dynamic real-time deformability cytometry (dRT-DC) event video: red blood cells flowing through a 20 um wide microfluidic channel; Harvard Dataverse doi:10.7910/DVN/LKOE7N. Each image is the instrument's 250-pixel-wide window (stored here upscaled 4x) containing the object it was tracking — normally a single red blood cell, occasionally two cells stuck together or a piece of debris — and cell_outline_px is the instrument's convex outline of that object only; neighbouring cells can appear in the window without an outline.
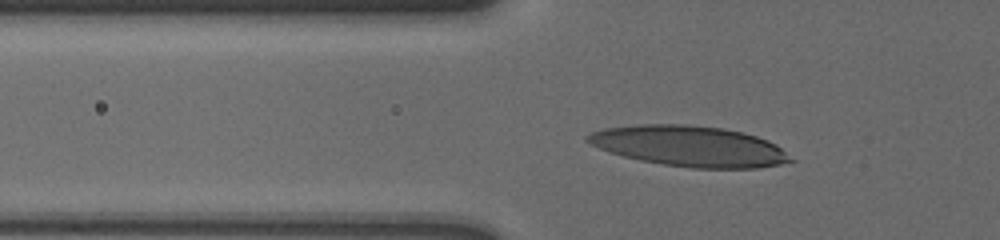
{"species": "human", "species_latin": "Homo sapiens", "temperature_condition": "cold", "stored_images_in_passage": 36, "camera_frame_rate_fps": 3000, "um_per_image_px": 0.085, "donor": {"sex": "male"}, "frame": {"image": 1, "passage_image": 4, "time_ms": 1.0, "image_size_px": [1000, 240], "cell_outline_px": [[796, 160], [780, 164], [756, 168], [692, 168], [664, 164], [640, 160], [624, 156], [600, 148], [584, 140], [584, 136], [592, 132], [604, 128], [640, 124], [688, 124], [724, 128], [756, 136], [768, 140], [776, 144]], "centroid_in_image_um": [58.62, 12.41], "position_along_channel_um": 67.2, "area_um2": 47.92}}
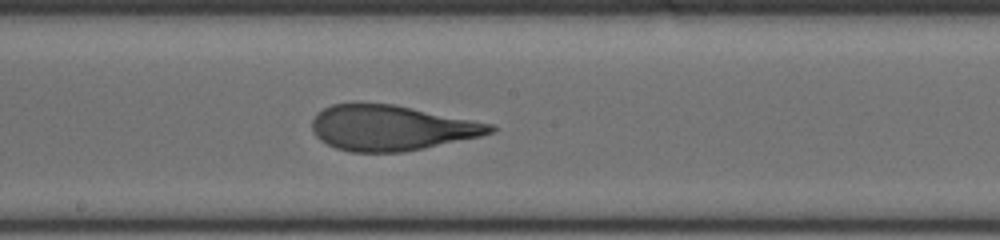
{"frame": {"image": 2, "passage_image": 17, "time_ms": 5.333, "image_size_px": [1000, 240], "cell_outline_px": [[496, 128], [492, 132], [480, 136], [424, 148], [404, 152], [348, 152], [336, 148], [320, 140], [316, 136], [312, 128], [312, 120], [316, 112], [332, 104], [392, 104], [492, 124]], "centroid_in_image_um": [33.21, 10.88], "position_along_channel_um": 215.0, "area_um2": 46.53}}
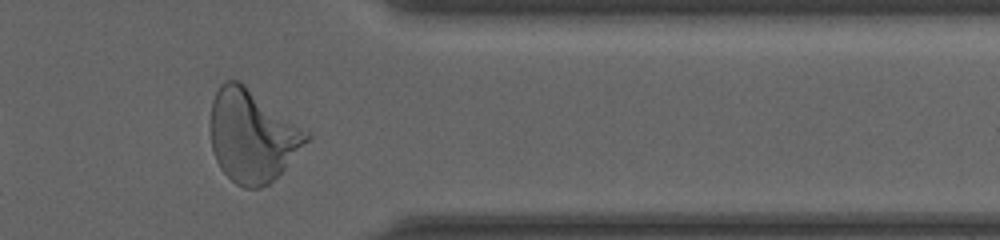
{"frame": {"image": 3, "passage_image": 32, "time_ms": 10.333, "image_size_px": [1000, 240], "cell_outline_px": [[312, 136], [284, 168], [268, 184], [260, 188], [244, 188], [236, 184], [220, 168], [216, 160], [212, 148], [212, 100], [220, 84], [224, 80], [240, 80], [308, 132]], "centroid_in_image_um": [21.42, 11.53], "position_along_channel_um": 390.0, "area_um2": 50.98}, "authors_computed_cell_mechanics": {"area_um2": 47.1937, "velocity_mm_per_s": 3.6072, "shape_relaxation_time_tau1_ms": 5.5186, "shape_relaxation_time_tau2_ms": 0.8847, "deformation_change_tau1": 0.2385, "deformation_change_tau2": 0.0886}}